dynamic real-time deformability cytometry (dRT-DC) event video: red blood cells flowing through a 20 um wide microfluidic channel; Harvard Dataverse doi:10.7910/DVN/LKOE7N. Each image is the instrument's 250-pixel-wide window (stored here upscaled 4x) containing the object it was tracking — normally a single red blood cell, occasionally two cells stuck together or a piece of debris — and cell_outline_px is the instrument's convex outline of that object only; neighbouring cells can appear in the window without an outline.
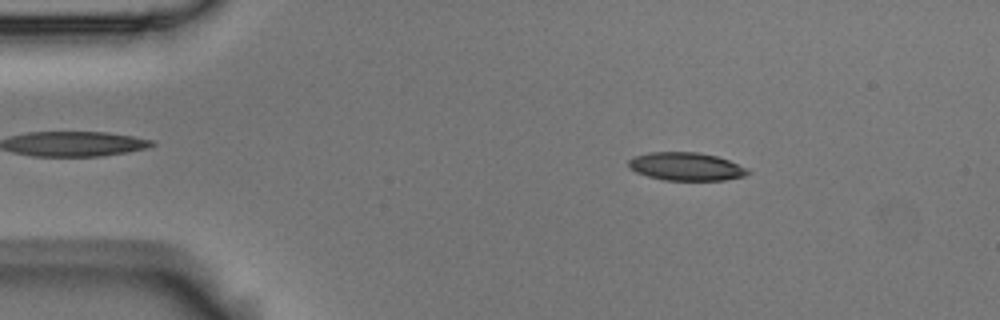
{"species": "Egyptian fruit bat (a non-hibernating species)", "species_latin": "Rousettus aegyptiacus", "temperature_condition": "room temperature", "stored_images_in_passage": 53, "camera_frame_rate_fps": 3000, "um_per_image_px": 0.085, "animal": {"sex": "male"}, "frame": {"image": 1, "passage_image": 8, "time_ms": 2.333, "image_size_px": [1000, 320], "cell_outline_px": [[752, 172], [744, 176], [724, 180], [664, 180], [648, 176], [636, 172], [628, 168], [628, 160], [632, 156], [648, 152], [696, 152], [716, 156], [728, 160], [748, 168]], "centroid_in_image_um": [58.29, 14.15], "position_along_channel_um": 26.7, "area_um2": 19.65}}
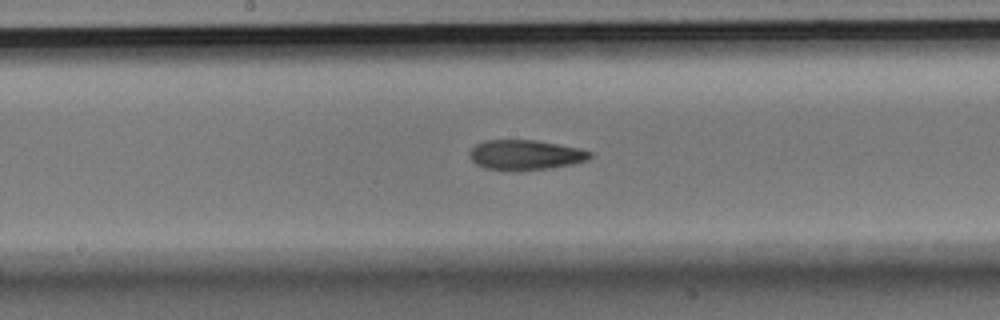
{"frame": {"image": 2, "passage_image": 27, "time_ms": 8.667, "image_size_px": [1000, 320], "cell_outline_px": [[592, 156], [588, 160], [572, 164], [548, 168], [488, 168], [476, 164], [472, 160], [468, 152], [476, 144], [484, 140], [536, 140], [580, 148], [592, 152]], "centroid_in_image_um": [44.69, 13.12], "position_along_channel_um": 203.5, "area_um2": 20.35}}
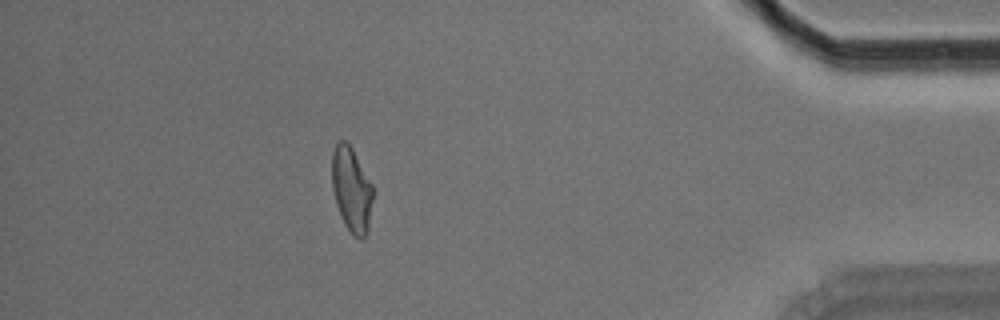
{"frame": {"image": 3, "passage_image": 47, "time_ms": 15.333, "image_size_px": [1000, 320], "cell_outline_px": [[372, 200], [368, 232], [360, 240], [344, 224], [340, 216], [336, 204], [332, 188], [332, 152], [336, 144], [340, 140], [344, 140], [352, 148], [372, 184]], "centroid_in_image_um": [29.87, 16.11], "position_along_channel_um": 405.3, "area_um2": 20.06}, "authors_computed_cell_mechanics": {"area_um2": 20.6346, "velocity_mm_per_s": 3.7397, "shape_relaxation_time_tau1_ms": 10.5103, "shape_relaxation_time_tau2_ms": 3.8268, "deformation_change_tau1": 0.2391, "deformation_change_tau2": 0.1227}}